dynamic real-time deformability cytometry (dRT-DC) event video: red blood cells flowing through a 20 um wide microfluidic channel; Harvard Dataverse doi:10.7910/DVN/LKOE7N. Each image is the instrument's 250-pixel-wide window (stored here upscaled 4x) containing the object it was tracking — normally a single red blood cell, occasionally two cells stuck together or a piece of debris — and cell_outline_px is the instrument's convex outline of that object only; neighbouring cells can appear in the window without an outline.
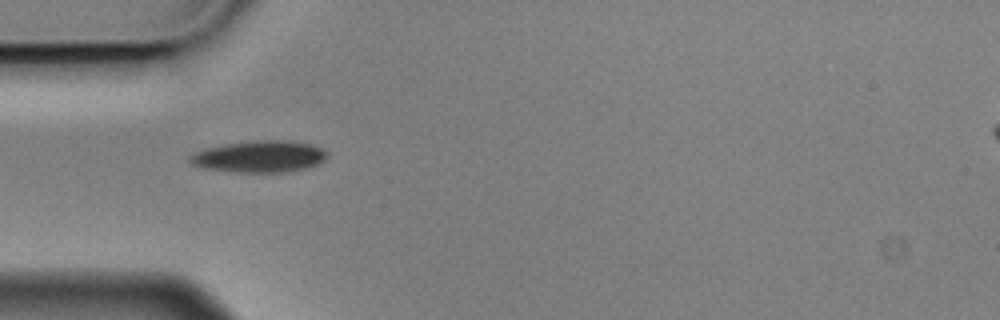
{"species": "Egyptian fruit bat (a non-hibernating species)", "species_latin": "Rousettus aegyptiacus", "temperature_condition": "cold", "stored_images_in_passage": 9, "camera_frame_rate_fps": 3000, "um_per_image_px": 0.085, "animal": {"sex": "male"}, "frame": {"image": 1, "passage_image": 1, "time_ms": 0.0, "image_size_px": [1000, 320], "cell_outline_px": [[328, 156], [320, 164], [308, 168], [288, 172], [240, 172], [204, 168], [192, 164], [188, 160], [188, 156], [192, 152], [204, 148], [224, 144], [256, 140], [288, 140], [312, 144], [328, 152]], "centroid_in_image_um": [22.06, 13.3], "position_along_channel_um": 62.9, "area_um2": 25.66}}
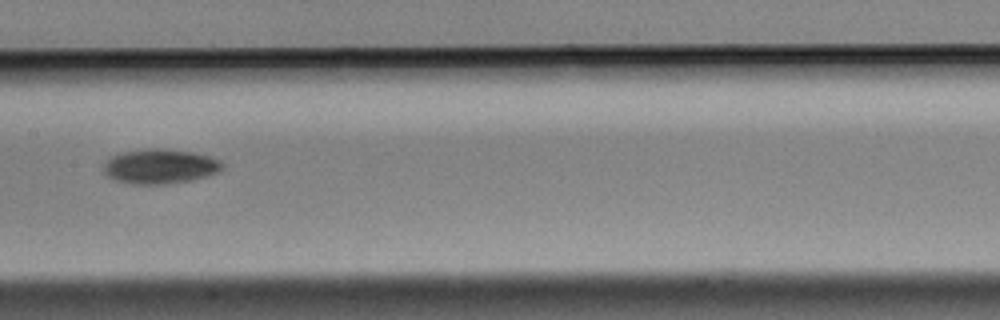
{"frame": {"image": 2, "passage_image": 4, "time_ms": 1.0, "image_size_px": [1000, 320], "cell_outline_px": [[224, 168], [208, 176], [192, 180], [168, 184], [132, 184], [116, 180], [104, 176], [100, 172], [100, 168], [112, 156], [120, 152], [148, 148], [164, 148], [192, 152], [208, 156], [220, 160], [224, 164]], "centroid_in_image_um": [13.55, 14.14], "position_along_channel_um": 193.9, "area_um2": 24.45}}
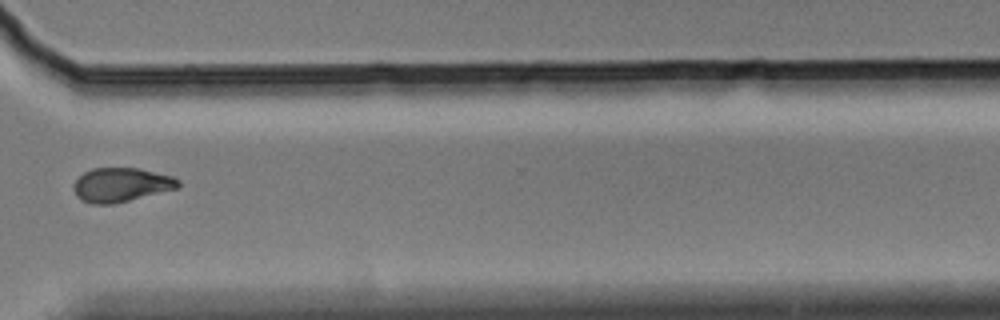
{"frame": {"image": 3, "passage_image": 8, "time_ms": 2.333, "image_size_px": [1000, 320], "cell_outline_px": [[180, 188], [112, 204], [92, 204], [80, 200], [76, 196], [72, 188], [72, 184], [84, 172], [92, 168], [140, 168], [172, 176], [180, 180]], "centroid_in_image_um": [10.29, 15.71], "position_along_channel_um": 360.3, "area_um2": 20.98}}